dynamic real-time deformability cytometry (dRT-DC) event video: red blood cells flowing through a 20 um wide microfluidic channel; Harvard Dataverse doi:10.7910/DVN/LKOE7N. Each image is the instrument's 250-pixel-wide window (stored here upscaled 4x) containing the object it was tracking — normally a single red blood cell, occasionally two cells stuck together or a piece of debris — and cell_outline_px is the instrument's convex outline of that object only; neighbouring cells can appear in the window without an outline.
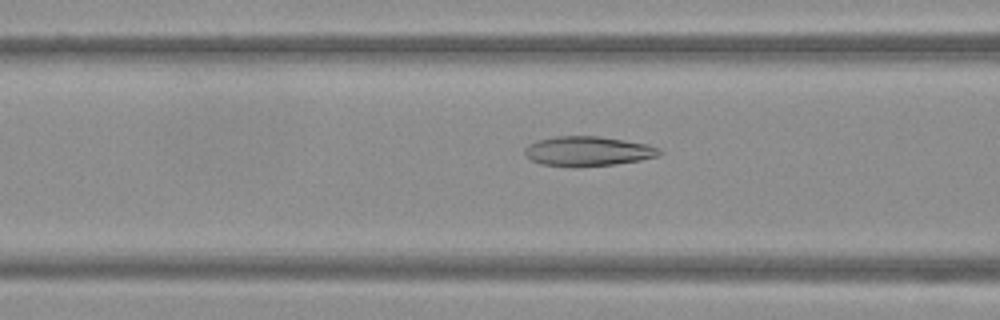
{"species": "Egyptian fruit bat (a non-hibernating species)", "species_latin": "Rousettus aegyptiacus", "temperature_condition": "warm", "stored_images_in_passage": 50, "camera_frame_rate_fps": 3000, "um_per_image_px": 0.085, "frame": {"image": 1, "passage_image": 20, "time_ms": 6.333, "image_size_px": [1000, 320], "cell_outline_px": [[664, 152], [660, 156], [640, 160], [616, 164], [576, 168], [572, 168], [540, 164], [532, 160], [524, 152], [524, 148], [528, 144], [536, 140], [556, 136], [600, 136], [648, 144], [660, 148]], "centroid_in_image_um": [49.99, 12.86], "position_along_channel_um": 116.6, "area_um2": 23.81}}
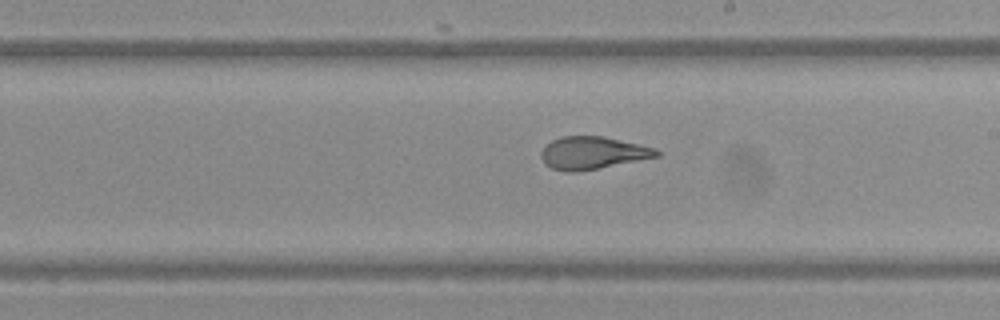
{"frame": {"image": 2, "passage_image": 29, "time_ms": 9.333, "image_size_px": [1000, 320], "cell_outline_px": [[660, 156], [576, 172], [568, 172], [552, 168], [544, 164], [540, 156], [540, 152], [552, 140], [560, 136], [604, 136], [640, 144], [656, 148], [660, 152]], "centroid_in_image_um": [50.37, 12.99], "position_along_channel_um": 238.6, "area_um2": 21.85}}
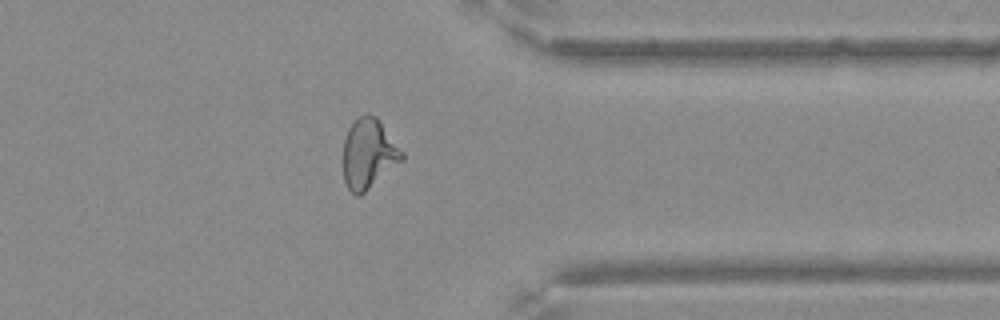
{"frame": {"image": 3, "passage_image": 40, "time_ms": 13.0, "image_size_px": [1000, 320], "cell_outline_px": [[404, 160], [360, 196], [356, 196], [348, 188], [344, 180], [344, 140], [348, 128], [360, 116], [368, 112], [376, 116], [404, 152]], "centroid_in_image_um": [31.35, 13.07], "position_along_channel_um": 380.0, "area_um2": 23.93}}